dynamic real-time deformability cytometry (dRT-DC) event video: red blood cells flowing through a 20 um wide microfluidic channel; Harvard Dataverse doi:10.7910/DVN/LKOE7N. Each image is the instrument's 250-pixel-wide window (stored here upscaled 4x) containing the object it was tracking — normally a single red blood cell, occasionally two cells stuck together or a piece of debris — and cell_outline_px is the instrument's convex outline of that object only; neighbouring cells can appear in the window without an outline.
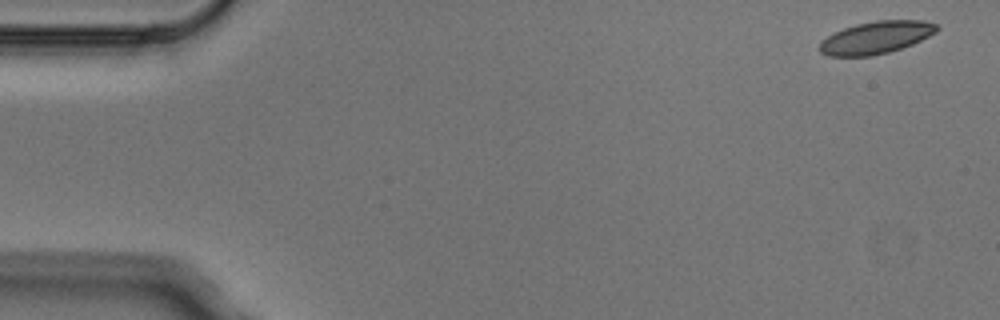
{"species": "Egyptian fruit bat (a non-hibernating species)", "species_latin": "Rousettus aegyptiacus", "temperature_condition": "cold", "stored_images_in_passage": 4, "camera_frame_rate_fps": 3000, "um_per_image_px": 0.085, "animal": {"sex": "male"}, "frame": {"image": 1, "passage_image": 1, "time_ms": 0.0, "image_size_px": [1000, 320], "cell_outline_px": [[940, 28], [936, 32], [912, 44], [888, 52], [872, 56], [828, 56], [820, 52], [820, 40], [844, 28], [856, 24], [876, 20], [924, 20], [936, 24]], "centroid_in_image_um": [74.46, 3.18], "position_along_channel_um": 10.5, "area_um2": 22.02}}